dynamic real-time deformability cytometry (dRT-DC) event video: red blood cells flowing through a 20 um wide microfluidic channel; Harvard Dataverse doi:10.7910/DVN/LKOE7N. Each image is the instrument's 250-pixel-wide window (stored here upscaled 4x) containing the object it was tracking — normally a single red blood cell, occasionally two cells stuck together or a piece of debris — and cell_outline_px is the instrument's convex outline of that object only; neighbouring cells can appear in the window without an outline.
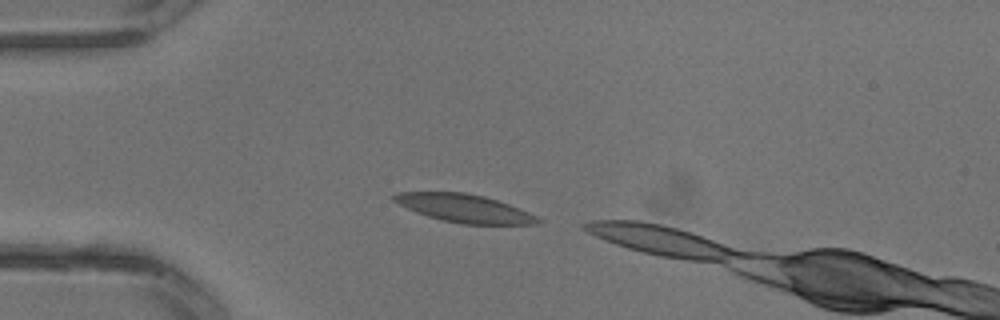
{"species": "common noctule bat (a hibernating species)", "species_latin": "Nyctalus noctula", "temperature_condition": "warm", "stored_images_in_passage": 3, "camera_frame_rate_fps": 3000, "um_per_image_px": 0.085, "animal": {"sex": "male", "body_mass_g": 13.3}, "frame": {"image": 1, "passage_image": 1, "time_ms": 0.0, "image_size_px": [1000, 320], "cell_outline_px": [[544, 220], [536, 224], [464, 224], [444, 220], [428, 216], [416, 212], [392, 200], [392, 196], [396, 192], [464, 192], [484, 196], [508, 204], [528, 212]], "centroid_in_image_um": [39.47, 17.7], "position_along_channel_um": 45.5, "area_um2": 23.24}}